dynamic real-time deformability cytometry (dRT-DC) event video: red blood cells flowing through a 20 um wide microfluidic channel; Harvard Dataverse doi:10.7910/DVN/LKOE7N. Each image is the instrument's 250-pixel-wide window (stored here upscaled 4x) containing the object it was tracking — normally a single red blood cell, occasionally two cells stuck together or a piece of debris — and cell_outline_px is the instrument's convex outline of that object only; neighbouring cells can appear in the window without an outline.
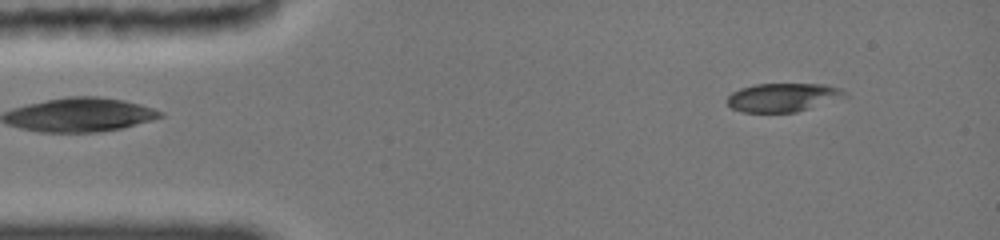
{"species": "common noctule bat (a hibernating species)", "species_latin": "Nyctalus noctula", "temperature_condition": "cold", "stored_images_in_passage": 3, "camera_frame_rate_fps": 3000, "um_per_image_px": 0.085, "animal": {"sex": "female", "body_mass_g": 19.0, "forearm_length_mm": 51.5}, "frame": {"image": 1, "passage_image": 3, "time_ms": 1.0, "image_size_px": [1000, 240], "cell_outline_px": [[848, 96], [792, 112], [744, 112], [732, 108], [724, 100], [732, 92], [740, 88], [756, 84], [824, 84], [840, 88], [848, 92]], "centroid_in_image_um": [66.51, 8.26], "position_along_channel_um": 18.5, "area_um2": 19.36}}